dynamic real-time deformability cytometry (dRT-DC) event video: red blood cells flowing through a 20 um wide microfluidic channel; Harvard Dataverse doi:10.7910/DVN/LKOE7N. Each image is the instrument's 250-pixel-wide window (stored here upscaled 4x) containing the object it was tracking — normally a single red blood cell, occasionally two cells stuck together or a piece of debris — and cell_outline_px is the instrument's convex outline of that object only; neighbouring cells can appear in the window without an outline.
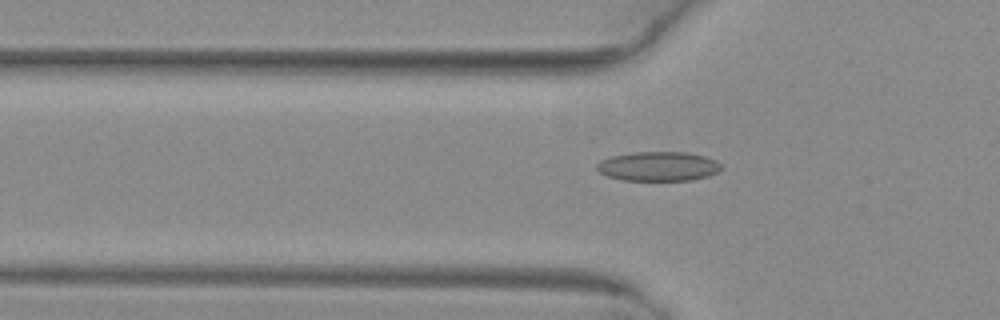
{"species": "common noctule bat (a hibernating species)", "species_latin": "Nyctalus noctula", "temperature_condition": "warm", "stored_images_in_passage": 6, "camera_frame_rate_fps": 3000, "um_per_image_px": 0.085, "animal": {"sex": "female", "body_mass_g": 29.2, "forearm_length_mm": 56.3}, "frame": {"image": 1, "passage_image": 5, "time_ms": 1.333, "image_size_px": [1000, 320], "cell_outline_px": [[724, 168], [720, 172], [708, 176], [692, 180], [624, 180], [608, 176], [600, 172], [596, 168], [596, 164], [600, 160], [612, 156], [636, 152], [688, 152], [704, 156], [716, 160]], "centroid_in_image_um": [56.0, 14.13], "position_along_channel_um": 69.8, "area_um2": 21.39}}
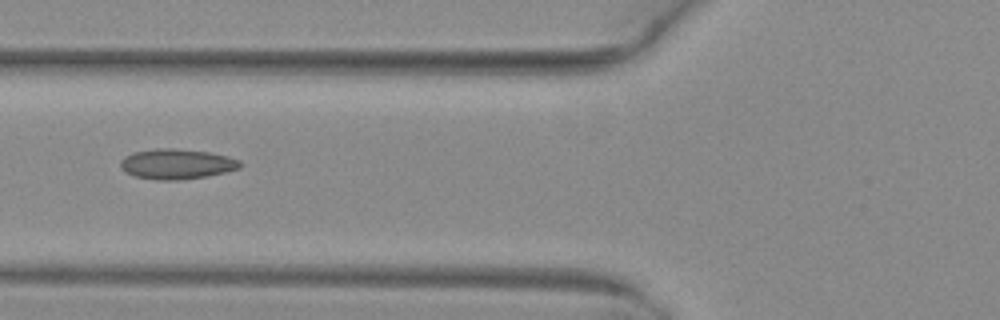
{"frame": {"image": 2, "passage_image": 6, "time_ms": 1.667, "image_size_px": [1000, 320], "cell_outline_px": [[244, 164], [240, 168], [208, 176], [180, 180], [156, 180], [136, 176], [124, 172], [120, 168], [120, 160], [124, 156], [132, 152], [156, 148], [172, 148], [208, 152], [228, 156], [240, 160]], "centroid_in_image_um": [15.01, 13.94], "position_along_channel_um": 110.8, "area_um2": 21.27}}